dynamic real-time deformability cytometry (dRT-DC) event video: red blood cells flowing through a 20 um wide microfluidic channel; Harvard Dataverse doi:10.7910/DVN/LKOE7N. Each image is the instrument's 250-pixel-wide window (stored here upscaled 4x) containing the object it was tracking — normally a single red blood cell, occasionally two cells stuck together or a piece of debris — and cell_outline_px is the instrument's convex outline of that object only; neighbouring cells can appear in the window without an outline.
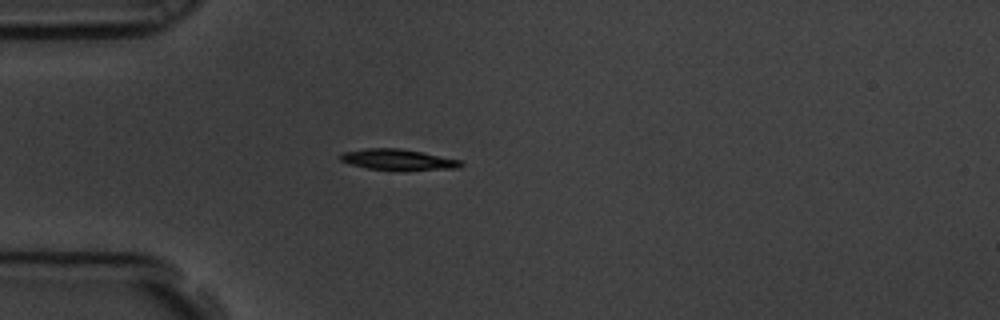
{"species": "common noctule bat (a hibernating species)", "species_latin": "Nyctalus noctula", "temperature_condition": "room temperature", "stored_images_in_passage": 4, "camera_frame_rate_fps": 3000, "um_per_image_px": 0.085, "animal": {"sex": "male", "body_mass_g": 19.5, "forearm_length_mm": 54.6}, "frame": {"image": 1, "passage_image": 4, "time_ms": 1.0, "image_size_px": [1000, 320], "cell_outline_px": [[464, 164], [460, 168], [400, 172], [396, 172], [368, 168], [352, 164], [340, 160], [340, 156], [344, 152], [368, 148], [400, 148], [460, 160]], "centroid_in_image_um": [33.89, 13.6], "position_along_channel_um": 51.1, "area_um2": 14.97}}